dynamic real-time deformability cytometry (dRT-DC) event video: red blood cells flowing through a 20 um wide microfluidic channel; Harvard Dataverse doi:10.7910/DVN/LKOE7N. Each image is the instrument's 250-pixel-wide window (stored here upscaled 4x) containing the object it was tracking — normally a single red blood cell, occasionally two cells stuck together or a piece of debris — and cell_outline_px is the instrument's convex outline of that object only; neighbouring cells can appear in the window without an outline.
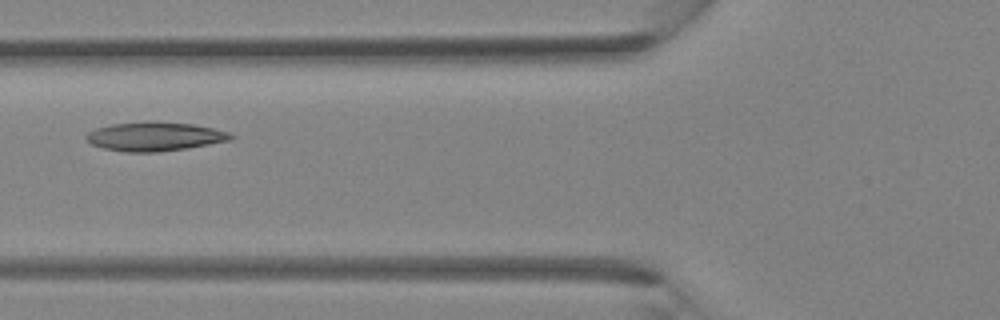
{"species": "Egyptian fruit bat (a non-hibernating species)", "species_latin": "Rousettus aegyptiacus", "temperature_condition": "room temperature", "stored_images_in_passage": 4, "camera_frame_rate_fps": 3000, "um_per_image_px": 0.085, "animal": {"sex": "female"}, "frame": {"image": 1, "passage_image": 4, "time_ms": 3.333, "image_size_px": [1000, 320], "cell_outline_px": [[236, 136], [232, 140], [188, 148], [156, 152], [124, 152], [104, 148], [92, 144], [84, 136], [88, 132], [96, 128], [112, 124], [148, 120], [152, 120], [192, 124], [212, 128], [228, 132]], "centroid_in_image_um": [13.16, 11.59], "position_along_channel_um": 112.6, "area_um2": 24.62}}